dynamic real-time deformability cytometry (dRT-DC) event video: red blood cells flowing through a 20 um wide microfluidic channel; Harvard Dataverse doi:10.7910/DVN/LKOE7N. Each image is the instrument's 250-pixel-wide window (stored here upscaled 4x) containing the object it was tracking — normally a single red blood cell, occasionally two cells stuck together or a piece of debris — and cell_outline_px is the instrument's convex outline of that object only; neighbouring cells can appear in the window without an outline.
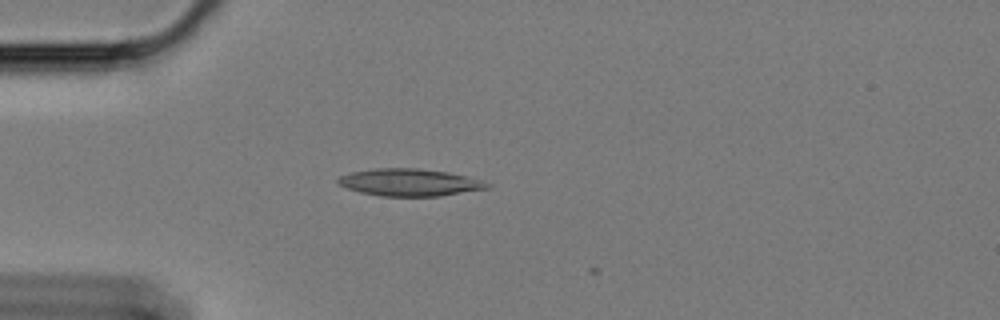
{"species": "Egyptian fruit bat (a non-hibernating species)", "species_latin": "Rousettus aegyptiacus", "temperature_condition": "cold", "stored_images_in_passage": 7, "camera_frame_rate_fps": 3000, "um_per_image_px": 0.085, "animal": {"sex": "female"}, "frame": {"image": 1, "passage_image": 2, "time_ms": 0.333, "image_size_px": [1000, 320], "cell_outline_px": [[492, 188], [440, 196], [380, 196], [360, 192], [348, 188], [340, 184], [336, 180], [340, 176], [352, 172], [372, 168], [416, 168], [448, 172], [480, 180], [492, 184]], "centroid_in_image_um": [34.84, 15.51], "position_along_channel_um": 50.2, "area_um2": 23.64}}
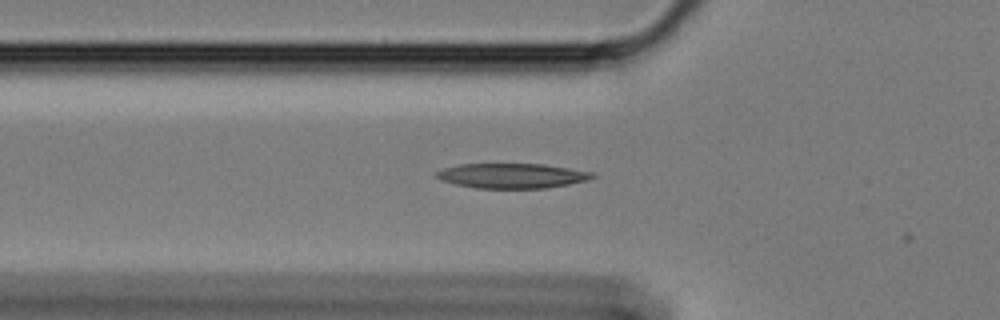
{"frame": {"image": 2, "passage_image": 6, "time_ms": 1.667, "image_size_px": [1000, 320], "cell_outline_px": [[596, 176], [588, 180], [548, 188], [476, 188], [456, 184], [440, 180], [432, 176], [436, 172], [444, 168], [460, 164], [544, 164], [592, 172]], "centroid_in_image_um": [43.49, 14.94], "position_along_channel_um": 82.3, "area_um2": 22.6}}